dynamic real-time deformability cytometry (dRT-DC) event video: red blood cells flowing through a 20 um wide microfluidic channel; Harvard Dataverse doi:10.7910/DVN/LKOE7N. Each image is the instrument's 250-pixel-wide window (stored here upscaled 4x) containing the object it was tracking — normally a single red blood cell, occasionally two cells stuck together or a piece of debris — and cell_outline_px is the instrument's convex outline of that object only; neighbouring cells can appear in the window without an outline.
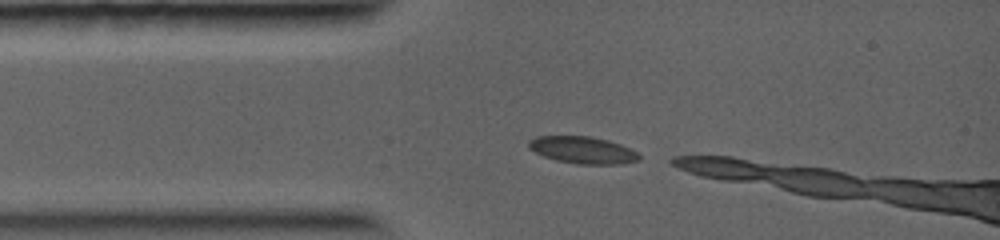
{"species": "common noctule bat (a hibernating species)", "species_latin": "Nyctalus noctula", "temperature_condition": "warm", "stored_images_in_passage": 3, "camera_frame_rate_fps": 5000, "um_per_image_px": 0.085, "animal": {"sex": "female", "body_mass_g": 19.0, "forearm_length_mm": 56.7}, "frame": {"image": 1, "passage_image": 1, "time_ms": 0.0, "image_size_px": [1000, 240], "cell_outline_px": [[640, 160], [624, 164], [576, 164], [556, 160], [544, 156], [528, 148], [528, 140], [536, 136], [592, 136], [608, 140], [620, 144], [636, 152], [640, 156]], "centroid_in_image_um": [49.52, 12.75], "position_along_channel_um": 35.5, "area_um2": 17.46}}